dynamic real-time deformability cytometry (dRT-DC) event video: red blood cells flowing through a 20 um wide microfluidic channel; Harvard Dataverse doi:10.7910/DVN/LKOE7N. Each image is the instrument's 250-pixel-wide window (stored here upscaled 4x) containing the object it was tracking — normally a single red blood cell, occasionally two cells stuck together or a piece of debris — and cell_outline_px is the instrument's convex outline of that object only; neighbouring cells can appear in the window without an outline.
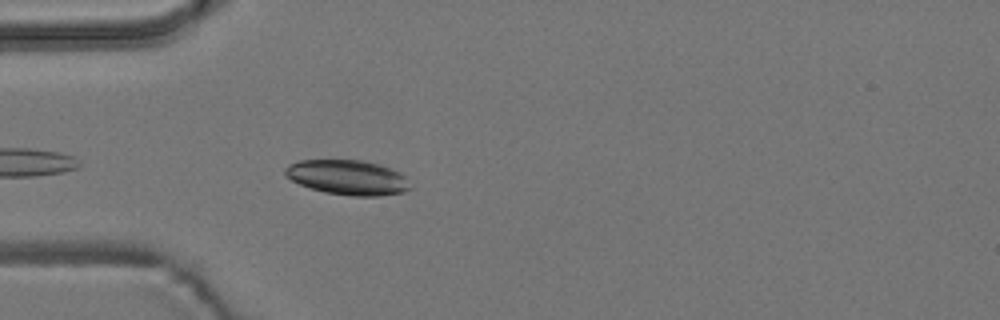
{"species": "common noctule bat (a hibernating species)", "species_latin": "Nyctalus noctula", "temperature_condition": "room temperature", "stored_images_in_passage": 4, "camera_frame_rate_fps": 3000, "um_per_image_px": 0.085, "animal": {"sex": "male", "body_mass_g": 19.2, "forearm_length_mm": 51.8}, "frame": {"image": 1, "passage_image": 4, "time_ms": 1.0, "image_size_px": [1000, 320], "cell_outline_px": [[412, 188], [404, 192], [380, 196], [352, 196], [324, 192], [300, 184], [284, 176], [284, 168], [288, 164], [300, 160], [360, 160], [376, 164], [400, 172], [404, 176]], "centroid_in_image_um": [29.53, 15.08], "position_along_channel_um": 55.5, "area_um2": 25.32}}